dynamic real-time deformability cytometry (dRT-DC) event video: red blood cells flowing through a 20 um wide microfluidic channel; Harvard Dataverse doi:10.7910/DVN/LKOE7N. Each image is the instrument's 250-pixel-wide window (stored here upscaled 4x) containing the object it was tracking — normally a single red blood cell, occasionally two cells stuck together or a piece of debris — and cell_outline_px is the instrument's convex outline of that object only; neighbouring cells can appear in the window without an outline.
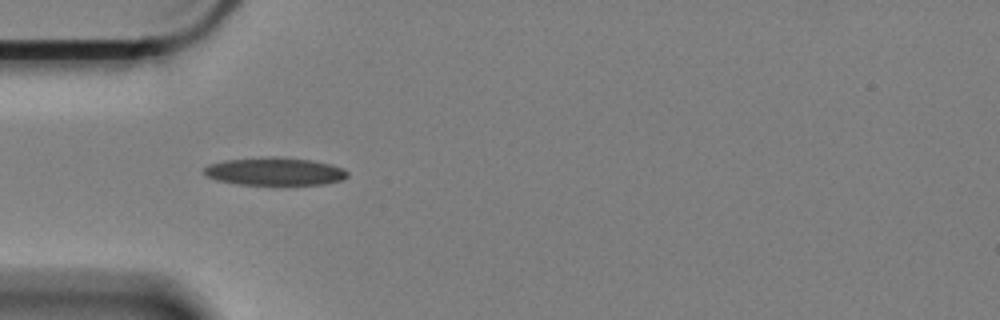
{"species": "Egyptian fruit bat (a non-hibernating species)", "species_latin": "Rousettus aegyptiacus", "temperature_condition": "cold", "stored_images_in_passage": 15, "camera_frame_rate_fps": 3000, "um_per_image_px": 0.085, "animal": {"sex": "female"}, "frame": {"image": 1, "passage_image": 1, "time_ms": 0.0, "image_size_px": [1000, 320], "cell_outline_px": [[348, 176], [340, 180], [324, 184], [240, 184], [216, 180], [208, 176], [204, 172], [204, 168], [208, 164], [224, 160], [272, 156], [312, 160], [332, 164], [344, 168], [348, 172]], "centroid_in_image_um": [23.37, 14.56], "position_along_channel_um": 61.6, "area_um2": 23.18}}
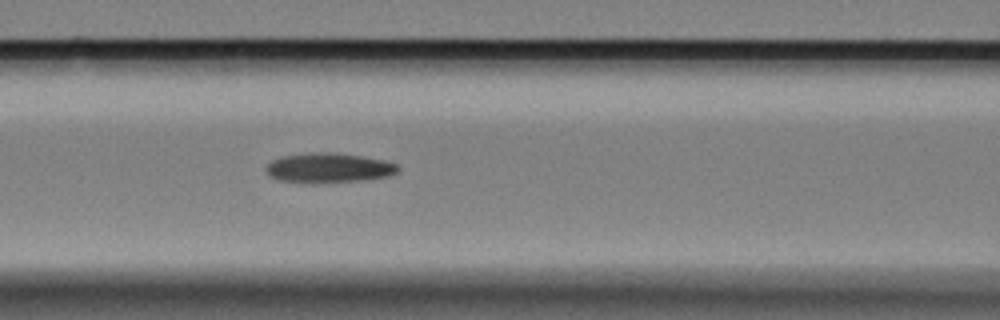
{"frame": {"image": 2, "passage_image": 8, "time_ms": 2.333, "image_size_px": [1000, 320], "cell_outline_px": [[400, 168], [396, 172], [388, 176], [360, 180], [280, 180], [272, 176], [268, 172], [268, 164], [272, 160], [284, 156], [320, 152], [324, 152], [364, 156], [384, 160], [396, 164]], "centroid_in_image_um": [28.03, 14.22], "position_along_channel_um": 138.6, "area_um2": 21.33}}
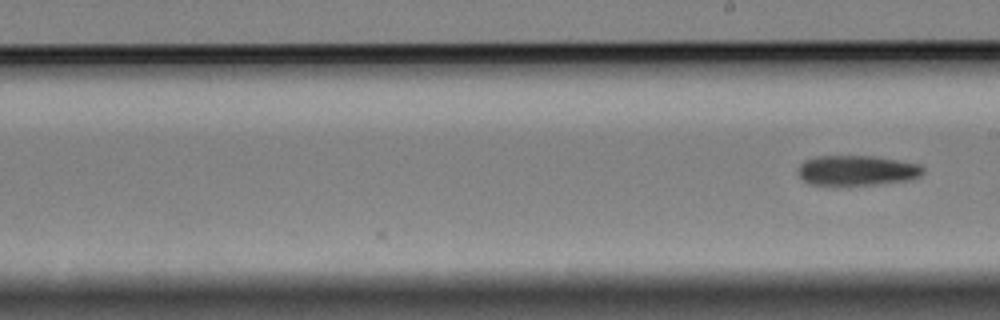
{"frame": {"image": 3, "passage_image": 15, "time_ms": 4.667, "image_size_px": [1000, 320], "cell_outline_px": [[924, 172], [920, 176], [908, 180], [876, 184], [836, 188], [828, 188], [808, 184], [796, 172], [800, 164], [804, 160], [816, 156], [876, 156], [920, 164], [924, 168]], "centroid_in_image_um": [72.76, 14.53], "position_along_channel_um": 216.2, "area_um2": 22.95}}